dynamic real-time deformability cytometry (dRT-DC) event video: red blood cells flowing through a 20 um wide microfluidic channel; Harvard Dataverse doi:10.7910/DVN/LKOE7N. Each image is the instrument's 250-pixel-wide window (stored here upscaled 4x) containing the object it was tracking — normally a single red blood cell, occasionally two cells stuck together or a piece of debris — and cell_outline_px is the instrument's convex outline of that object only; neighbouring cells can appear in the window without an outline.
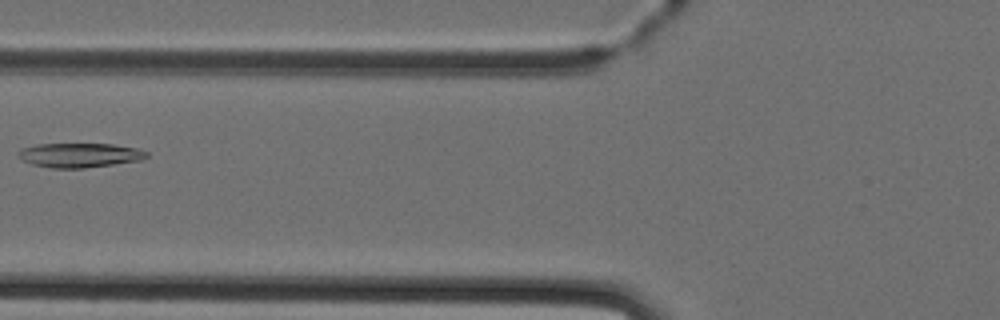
{"species": "Egyptian fruit bat (a non-hibernating species)", "species_latin": "Rousettus aegyptiacus", "temperature_condition": "cold", "stored_images_in_passage": 7, "camera_frame_rate_fps": 3000, "um_per_image_px": 0.085, "animal": {"sex": "female"}, "frame": {"image": 1, "passage_image": 6, "time_ms": 6.0, "image_size_px": [1000, 320], "cell_outline_px": [[148, 156], [144, 160], [84, 168], [52, 168], [32, 164], [16, 156], [16, 152], [20, 148], [36, 144], [112, 144], [136, 148], [148, 152]], "centroid_in_image_um": [6.75, 13.19], "position_along_channel_um": 119.0, "area_um2": 18.38}}
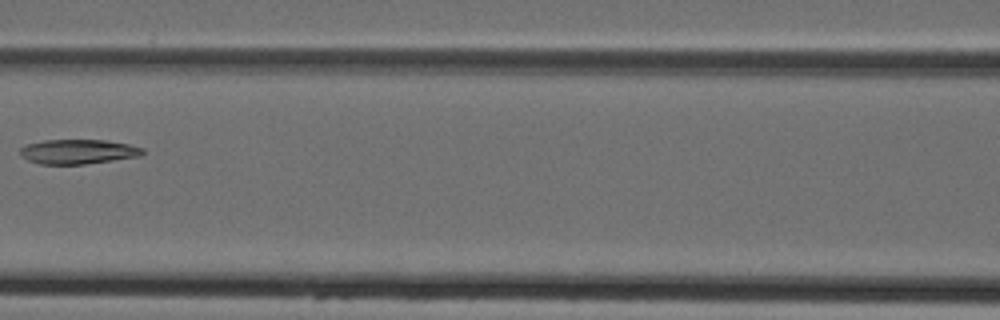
{"frame": {"image": 2, "passage_image": 7, "time_ms": 7.0, "image_size_px": [1000, 320], "cell_outline_px": [[144, 152], [140, 156], [84, 164], [40, 164], [28, 160], [20, 156], [20, 148], [28, 144], [44, 140], [104, 140], [128, 144], [144, 148]], "centroid_in_image_um": [6.62, 12.89], "position_along_channel_um": 160.0, "area_um2": 17.46}}